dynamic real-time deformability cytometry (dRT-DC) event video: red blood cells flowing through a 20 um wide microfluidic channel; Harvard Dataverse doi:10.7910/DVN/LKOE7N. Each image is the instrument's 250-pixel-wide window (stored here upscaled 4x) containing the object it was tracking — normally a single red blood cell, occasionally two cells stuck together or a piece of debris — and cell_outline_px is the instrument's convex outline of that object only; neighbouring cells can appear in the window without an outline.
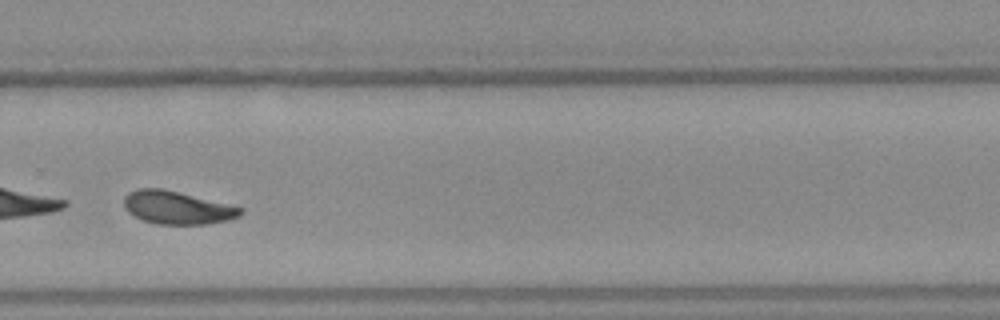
{"species": "Egyptian fruit bat (a non-hibernating species)", "species_latin": "Rousettus aegyptiacus", "temperature_condition": "warm", "stored_images_in_passage": 46, "camera_frame_rate_fps": 3000, "um_per_image_px": 0.085, "frame": {"image": 1, "passage_image": 33, "time_ms": 10.667, "image_size_px": [1000, 320], "cell_outline_px": [[244, 212], [240, 216], [228, 220], [208, 224], [156, 224], [144, 220], [128, 212], [124, 204], [124, 196], [128, 192], [136, 188], [160, 188], [244, 208]], "centroid_in_image_um": [15.05, 17.65], "position_along_channel_um": 314.7, "area_um2": 22.2}}